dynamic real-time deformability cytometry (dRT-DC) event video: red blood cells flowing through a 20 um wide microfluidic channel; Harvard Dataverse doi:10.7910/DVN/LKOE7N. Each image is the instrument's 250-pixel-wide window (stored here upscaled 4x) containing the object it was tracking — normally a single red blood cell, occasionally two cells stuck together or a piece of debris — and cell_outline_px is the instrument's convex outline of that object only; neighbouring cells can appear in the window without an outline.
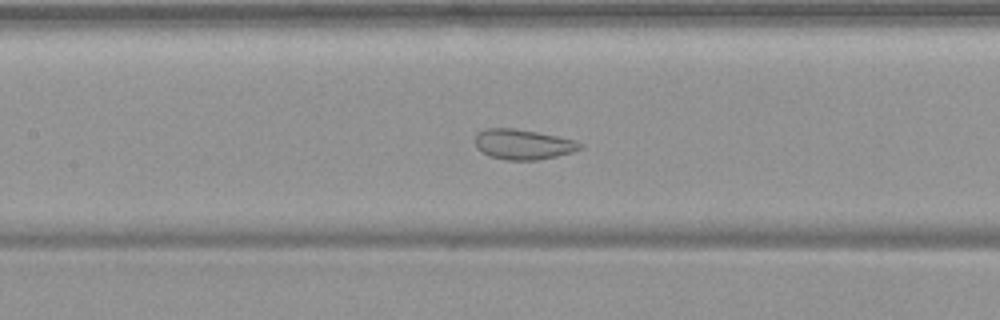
{"species": "common noctule bat (a hibernating species)", "species_latin": "Nyctalus noctula", "temperature_condition": "warm", "stored_images_in_passage": 55, "camera_frame_rate_fps": 3000, "um_per_image_px": 0.085, "animal": {"sex": "female", "body_mass_g": 19.9}, "frame": {"image": 1, "passage_image": 26, "time_ms": 8.333, "image_size_px": [1000, 320], "cell_outline_px": [[584, 148], [572, 152], [556, 156], [536, 160], [508, 160], [488, 156], [476, 148], [476, 132], [484, 128], [516, 128], [576, 140], [584, 144]], "centroid_in_image_um": [44.46, 12.26], "position_along_channel_um": 162.9, "area_um2": 18.61}}
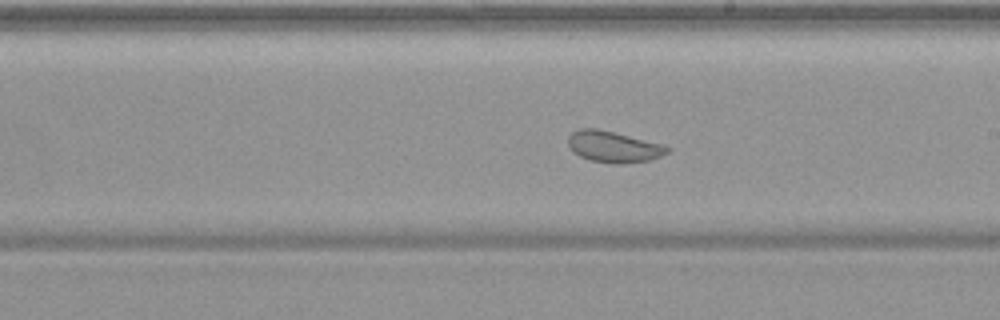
{"frame": {"image": 2, "passage_image": 32, "time_ms": 10.333, "image_size_px": [1000, 320], "cell_outline_px": [[672, 148], [668, 152], [660, 156], [648, 160], [616, 164], [612, 164], [592, 160], [580, 156], [572, 152], [568, 148], [568, 136], [572, 132], [580, 128], [596, 128], [664, 144]], "centroid_in_image_um": [52.13, 12.47], "position_along_channel_um": 236.9, "area_um2": 18.03}}
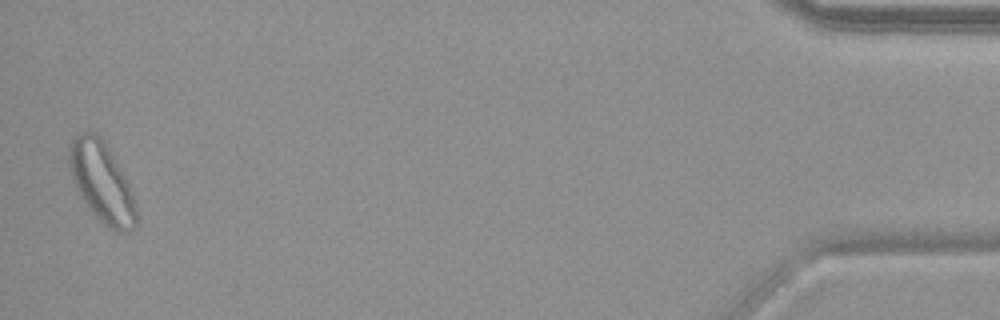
{"frame": {"image": 3, "passage_image": 54, "time_ms": 17.667, "image_size_px": [1000, 320], "cell_outline_px": [[140, 216], [136, 228], [120, 232], [116, 232], [108, 228], [96, 216], [80, 196], [72, 180], [68, 164], [68, 148], [72, 140], [80, 132], [96, 132], [104, 140], [128, 180], [136, 200]], "centroid_in_image_um": [8.7, 15.51], "position_along_channel_um": 426.5, "area_um2": 32.02}, "authors_computed_cell_mechanics": {"area_um2": 26.4146, "velocity_mm_per_s": 3.7184, "shape_relaxation_time_tau1_ms": null, "shape_relaxation_time_tau2_ms": 0.8365, "deformation_change_tau1": null, "deformation_change_tau2": 0.0645}}